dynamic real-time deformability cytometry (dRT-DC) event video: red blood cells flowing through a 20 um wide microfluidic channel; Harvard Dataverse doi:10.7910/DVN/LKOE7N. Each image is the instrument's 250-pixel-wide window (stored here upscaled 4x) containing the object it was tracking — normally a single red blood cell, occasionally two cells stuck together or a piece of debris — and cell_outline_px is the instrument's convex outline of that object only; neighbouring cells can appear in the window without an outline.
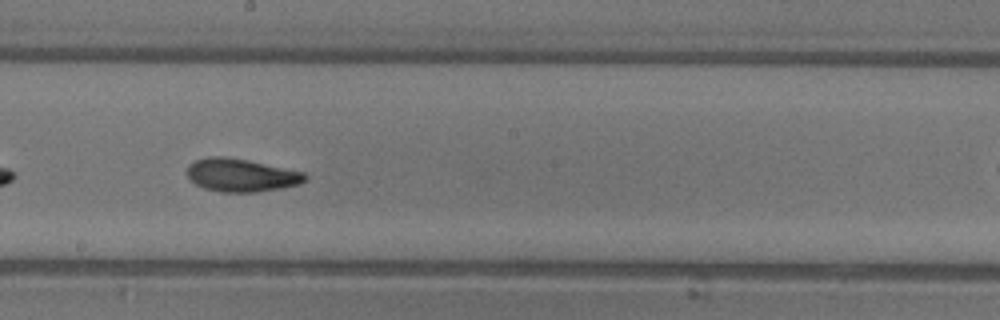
{"species": "common noctule bat (a hibernating species)", "species_latin": "Nyctalus noctula", "temperature_condition": "warm", "stored_images_in_passage": 28, "camera_frame_rate_fps": 3000, "um_per_image_px": 0.085, "animal": {"sex": "female"}, "frame": {"image": 1, "passage_image": 20, "time_ms": 6.333, "image_size_px": [1000, 320], "cell_outline_px": [[308, 176], [300, 184], [280, 188], [256, 192], [220, 192], [204, 188], [196, 184], [188, 176], [188, 164], [196, 160], [208, 156], [224, 156], [248, 160], [304, 172]], "centroid_in_image_um": [20.5, 14.88], "position_along_channel_um": 227.7, "area_um2": 22.6}}